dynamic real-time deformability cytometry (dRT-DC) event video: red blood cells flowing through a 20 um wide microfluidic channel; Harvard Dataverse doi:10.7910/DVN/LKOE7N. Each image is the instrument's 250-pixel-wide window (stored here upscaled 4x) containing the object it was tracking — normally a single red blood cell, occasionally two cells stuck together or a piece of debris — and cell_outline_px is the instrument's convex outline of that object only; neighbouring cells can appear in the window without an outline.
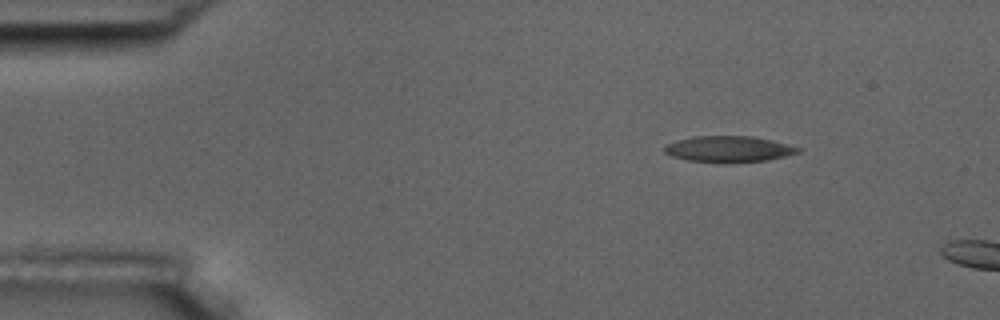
{"species": "common noctule bat (a hibernating species)", "species_latin": "Nyctalus noctula", "temperature_condition": "room temperature", "stored_images_in_passage": 5, "camera_frame_rate_fps": 3000, "um_per_image_px": 0.085, "animal": {"sex": "male", "body_mass_g": 17.5, "forearm_length_mm": 52.3}, "frame": {"image": 1, "passage_image": 1, "time_ms": 0.0, "image_size_px": [1000, 320], "cell_outline_px": [[800, 152], [768, 160], [688, 160], [672, 156], [664, 152], [664, 148], [668, 144], [676, 140], [696, 136], [752, 136], [772, 140], [788, 144], [800, 148]], "centroid_in_image_um": [61.95, 12.62], "position_along_channel_um": 23.1, "area_um2": 19.31}}